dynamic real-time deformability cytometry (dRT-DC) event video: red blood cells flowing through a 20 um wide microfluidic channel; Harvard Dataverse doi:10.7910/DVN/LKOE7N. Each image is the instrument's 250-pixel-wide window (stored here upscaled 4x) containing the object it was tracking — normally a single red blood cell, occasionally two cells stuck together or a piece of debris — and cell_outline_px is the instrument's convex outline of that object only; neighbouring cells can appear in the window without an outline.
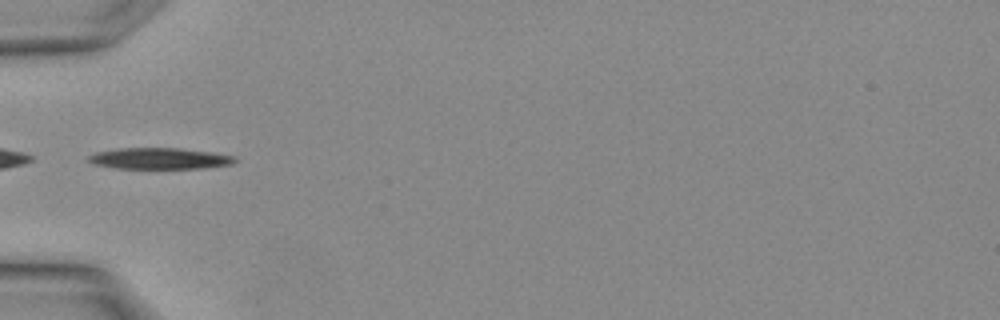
{"species": "Egyptian fruit bat (a non-hibernating species)", "species_latin": "Rousettus aegyptiacus", "temperature_condition": "warm", "stored_images_in_passage": 2, "camera_frame_rate_fps": 3000, "um_per_image_px": 0.085, "animal": {"sex": "female"}, "frame": {"image": 1, "passage_image": 2, "time_ms": 0.333, "image_size_px": [1000, 320], "cell_outline_px": [[236, 160], [232, 164], [200, 168], [116, 168], [92, 164], [88, 160], [88, 156], [96, 152], [116, 148], [180, 148], [212, 152], [236, 156]], "centroid_in_image_um": [13.54, 13.46], "position_along_channel_um": 71.5, "area_um2": 18.09}}